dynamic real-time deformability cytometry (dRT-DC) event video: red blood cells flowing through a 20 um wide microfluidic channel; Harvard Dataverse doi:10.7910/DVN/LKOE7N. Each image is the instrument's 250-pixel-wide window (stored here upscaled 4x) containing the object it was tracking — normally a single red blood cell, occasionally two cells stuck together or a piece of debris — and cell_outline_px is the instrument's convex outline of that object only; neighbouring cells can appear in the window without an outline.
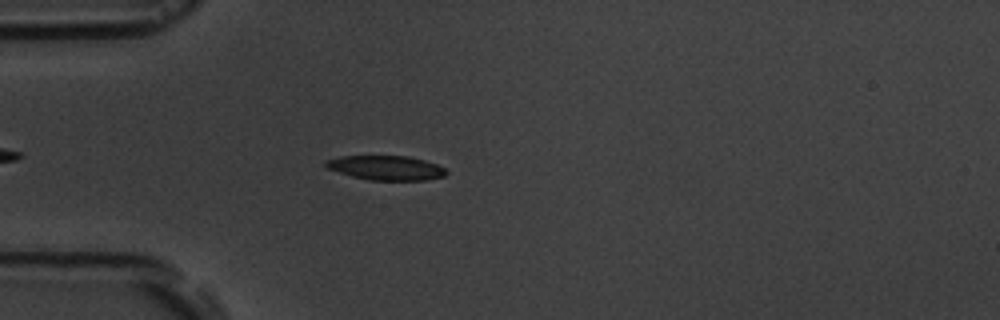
{"species": "common noctule bat (a hibernating species)", "species_latin": "Nyctalus noctula", "temperature_condition": "room temperature", "stored_images_in_passage": 5, "camera_frame_rate_fps": 3000, "um_per_image_px": 0.085, "animal": {"sex": "male", "body_mass_g": 19.5, "forearm_length_mm": 54.6}, "frame": {"image": 1, "passage_image": 5, "time_ms": 4.667, "image_size_px": [1000, 320], "cell_outline_px": [[448, 172], [444, 176], [424, 180], [368, 180], [352, 176], [328, 168], [324, 164], [324, 160], [340, 156], [408, 156], [424, 160], [436, 164], [444, 168]], "centroid_in_image_um": [32.8, 14.26], "position_along_channel_um": 52.2, "area_um2": 17.05}}